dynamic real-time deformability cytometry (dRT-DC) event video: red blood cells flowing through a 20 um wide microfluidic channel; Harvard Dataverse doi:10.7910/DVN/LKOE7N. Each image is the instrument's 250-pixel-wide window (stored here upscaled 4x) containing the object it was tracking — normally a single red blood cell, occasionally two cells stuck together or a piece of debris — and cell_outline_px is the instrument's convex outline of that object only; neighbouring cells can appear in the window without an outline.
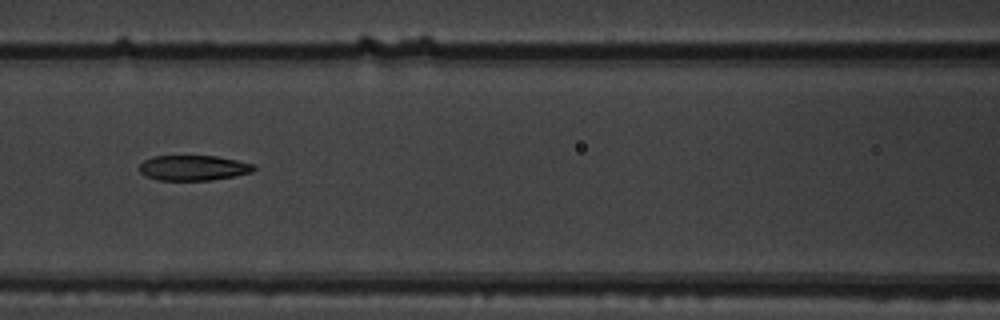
{"species": "common noctule bat (a hibernating species)", "species_latin": "Nyctalus noctula", "temperature_condition": "warm", "stored_images_in_passage": 8, "camera_frame_rate_fps": 3000, "um_per_image_px": 0.085, "animal": {"sex": "male", "body_mass_g": 19.5, "forearm_length_mm": 54.6}, "frame": {"image": 1, "passage_image": 5, "time_ms": 1.333, "image_size_px": [1000, 320], "cell_outline_px": [[256, 168], [252, 172], [212, 180], [160, 180], [144, 176], [140, 172], [140, 164], [144, 160], [152, 156], [216, 156], [256, 164]], "centroid_in_image_um": [16.43, 14.26], "position_along_channel_um": 150.2, "area_um2": 16.82}}
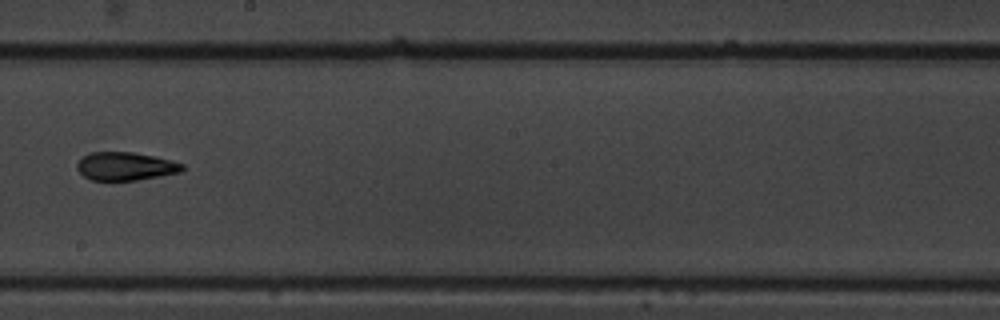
{"frame": {"image": 2, "passage_image": 7, "time_ms": 2.0, "image_size_px": [1000, 320], "cell_outline_px": [[184, 168], [180, 172], [160, 176], [136, 180], [92, 180], [84, 176], [76, 168], [76, 164], [84, 156], [92, 152], [132, 152], [172, 160], [184, 164]], "centroid_in_image_um": [10.67, 14.13], "position_along_channel_um": 237.5, "area_um2": 17.17}}
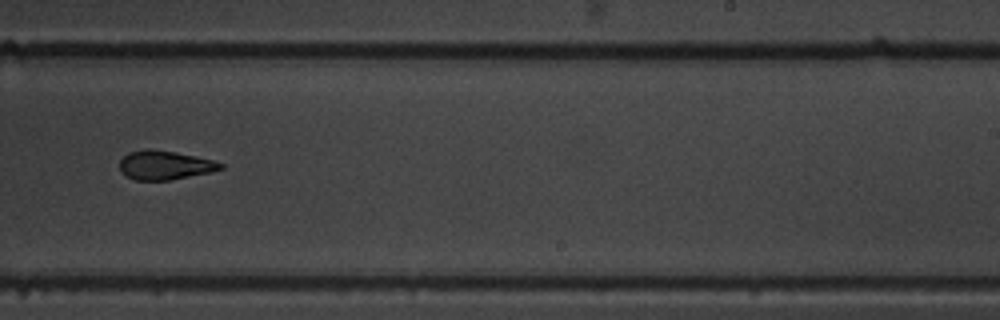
{"frame": {"image": 3, "passage_image": 8, "time_ms": 2.333, "image_size_px": [1000, 320], "cell_outline_px": [[224, 168], [212, 172], [168, 180], [136, 180], [124, 176], [120, 172], [120, 160], [128, 152], [148, 148], [152, 148], [176, 152], [196, 156], [212, 160], [224, 164]], "centroid_in_image_um": [13.99, 14.03], "position_along_channel_um": 275.0, "area_um2": 17.22}}